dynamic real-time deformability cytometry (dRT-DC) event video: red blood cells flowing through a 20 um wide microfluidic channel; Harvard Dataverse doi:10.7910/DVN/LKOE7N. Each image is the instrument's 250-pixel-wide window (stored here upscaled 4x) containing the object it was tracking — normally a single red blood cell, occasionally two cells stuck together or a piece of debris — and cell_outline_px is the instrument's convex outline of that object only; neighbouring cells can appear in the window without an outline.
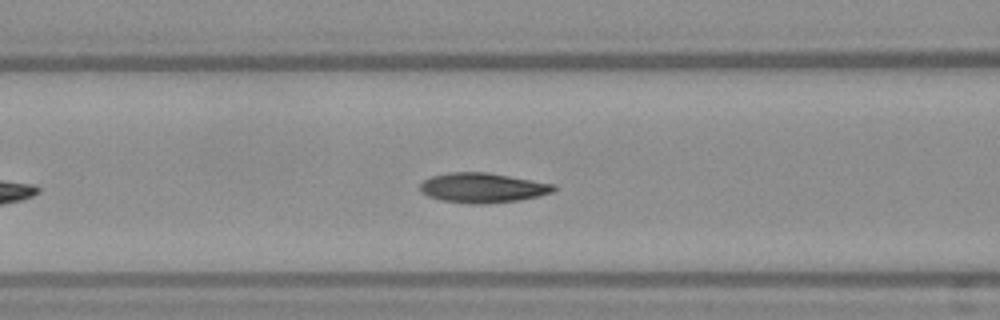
{"species": "Egyptian fruit bat (a non-hibernating species)", "species_latin": "Rousettus aegyptiacus", "temperature_condition": "warm", "stored_images_in_passage": 33, "camera_frame_rate_fps": 3000, "um_per_image_px": 0.085, "frame": {"image": 1, "passage_image": 10, "time_ms": 3.0, "image_size_px": [1000, 320], "cell_outline_px": [[560, 188], [552, 192], [540, 196], [520, 200], [484, 204], [472, 204], [440, 200], [428, 196], [420, 192], [420, 184], [424, 180], [432, 176], [448, 172], [488, 172], [556, 184]], "centroid_in_image_um": [41.06, 15.96], "position_along_channel_um": 125.5, "area_um2": 23.52}, "authors_computed_cell_mechanics": {"area_um2": 22.831, "velocity_mm_per_s": 3.7843, "shape_relaxation_time_tau1_ms": 3.8107, "shape_relaxation_time_tau2_ms": 1.5319, "deformation_change_tau1": 0.1448, "deformation_change_tau2": 0.0659}}